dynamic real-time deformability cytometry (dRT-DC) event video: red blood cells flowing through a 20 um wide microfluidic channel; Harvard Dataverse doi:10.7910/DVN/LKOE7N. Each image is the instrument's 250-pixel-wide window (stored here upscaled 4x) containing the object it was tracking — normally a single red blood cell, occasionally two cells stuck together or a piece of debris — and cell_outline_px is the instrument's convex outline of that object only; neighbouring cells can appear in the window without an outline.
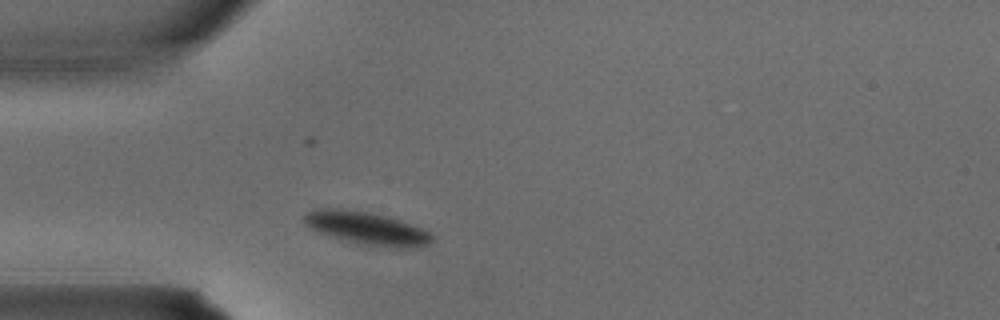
{"species": "common noctule bat (a hibernating species)", "species_latin": "Nyctalus noctula", "temperature_condition": "warm", "stored_images_in_passage": 1, "camera_frame_rate_fps": 3000, "um_per_image_px": 0.085, "animal": {"sex": "male", "body_mass_g": 15.6}, "frame": {"image": 1, "passage_image": 1, "time_ms": 0.0, "image_size_px": [1000, 320], "cell_outline_px": [[432, 240], [428, 244], [416, 248], [396, 248], [368, 244], [348, 240], [332, 236], [320, 232], [304, 224], [304, 216], [308, 212], [320, 208], [340, 208], [368, 212], [400, 220], [420, 228], [428, 232], [432, 236]], "centroid_in_image_um": [31.18, 19.39], "position_along_channel_um": 53.8, "area_um2": 23.76}}